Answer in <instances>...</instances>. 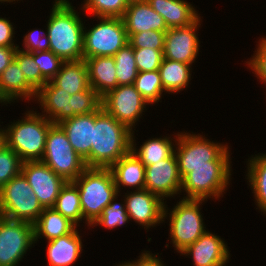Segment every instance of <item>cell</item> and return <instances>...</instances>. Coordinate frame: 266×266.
Masks as SVG:
<instances>
[{
    "mask_svg": "<svg viewBox=\"0 0 266 266\" xmlns=\"http://www.w3.org/2000/svg\"><path fill=\"white\" fill-rule=\"evenodd\" d=\"M79 191L84 223L89 229L118 194L109 168H86L74 181Z\"/></svg>",
    "mask_w": 266,
    "mask_h": 266,
    "instance_id": "obj_6",
    "label": "cell"
},
{
    "mask_svg": "<svg viewBox=\"0 0 266 266\" xmlns=\"http://www.w3.org/2000/svg\"><path fill=\"white\" fill-rule=\"evenodd\" d=\"M44 208L25 176L20 173L0 188V214L34 224Z\"/></svg>",
    "mask_w": 266,
    "mask_h": 266,
    "instance_id": "obj_7",
    "label": "cell"
},
{
    "mask_svg": "<svg viewBox=\"0 0 266 266\" xmlns=\"http://www.w3.org/2000/svg\"><path fill=\"white\" fill-rule=\"evenodd\" d=\"M22 47L18 46L19 50L24 52H38V51H48L49 50V38L47 35V28L45 30L34 28L23 35Z\"/></svg>",
    "mask_w": 266,
    "mask_h": 266,
    "instance_id": "obj_43",
    "label": "cell"
},
{
    "mask_svg": "<svg viewBox=\"0 0 266 266\" xmlns=\"http://www.w3.org/2000/svg\"><path fill=\"white\" fill-rule=\"evenodd\" d=\"M147 2L164 18L168 29L190 25L200 17L195 5L187 0H147Z\"/></svg>",
    "mask_w": 266,
    "mask_h": 266,
    "instance_id": "obj_24",
    "label": "cell"
},
{
    "mask_svg": "<svg viewBox=\"0 0 266 266\" xmlns=\"http://www.w3.org/2000/svg\"><path fill=\"white\" fill-rule=\"evenodd\" d=\"M247 160L245 179L252 190L256 209L266 216V153L251 155Z\"/></svg>",
    "mask_w": 266,
    "mask_h": 266,
    "instance_id": "obj_29",
    "label": "cell"
},
{
    "mask_svg": "<svg viewBox=\"0 0 266 266\" xmlns=\"http://www.w3.org/2000/svg\"><path fill=\"white\" fill-rule=\"evenodd\" d=\"M135 131H132L131 134V148L130 150L138 157V159L144 164V166H148L154 163H157L160 160L169 158L173 153L176 145V141L178 139V134L174 133L172 135L161 137H151L146 139L143 144H140V147L137 146L139 144L136 143ZM170 136V137H169ZM174 139V140H173ZM175 143V144H174Z\"/></svg>",
    "mask_w": 266,
    "mask_h": 266,
    "instance_id": "obj_25",
    "label": "cell"
},
{
    "mask_svg": "<svg viewBox=\"0 0 266 266\" xmlns=\"http://www.w3.org/2000/svg\"><path fill=\"white\" fill-rule=\"evenodd\" d=\"M37 91L26 81L18 63L13 60L0 75V103L5 107L20 101H35ZM12 103V104H11Z\"/></svg>",
    "mask_w": 266,
    "mask_h": 266,
    "instance_id": "obj_20",
    "label": "cell"
},
{
    "mask_svg": "<svg viewBox=\"0 0 266 266\" xmlns=\"http://www.w3.org/2000/svg\"><path fill=\"white\" fill-rule=\"evenodd\" d=\"M199 17L194 23L178 28H169L165 32L163 58L190 64L193 66L199 57L200 39L198 30L202 25ZM197 58V59H196Z\"/></svg>",
    "mask_w": 266,
    "mask_h": 266,
    "instance_id": "obj_13",
    "label": "cell"
},
{
    "mask_svg": "<svg viewBox=\"0 0 266 266\" xmlns=\"http://www.w3.org/2000/svg\"><path fill=\"white\" fill-rule=\"evenodd\" d=\"M159 253H152V251L144 249L137 259L129 262L132 266H166Z\"/></svg>",
    "mask_w": 266,
    "mask_h": 266,
    "instance_id": "obj_45",
    "label": "cell"
},
{
    "mask_svg": "<svg viewBox=\"0 0 266 266\" xmlns=\"http://www.w3.org/2000/svg\"><path fill=\"white\" fill-rule=\"evenodd\" d=\"M192 65L163 58L158 71L165 94H177L186 90L192 80Z\"/></svg>",
    "mask_w": 266,
    "mask_h": 266,
    "instance_id": "obj_30",
    "label": "cell"
},
{
    "mask_svg": "<svg viewBox=\"0 0 266 266\" xmlns=\"http://www.w3.org/2000/svg\"><path fill=\"white\" fill-rule=\"evenodd\" d=\"M34 246V224L0 216V266H19Z\"/></svg>",
    "mask_w": 266,
    "mask_h": 266,
    "instance_id": "obj_11",
    "label": "cell"
},
{
    "mask_svg": "<svg viewBox=\"0 0 266 266\" xmlns=\"http://www.w3.org/2000/svg\"><path fill=\"white\" fill-rule=\"evenodd\" d=\"M14 60L21 68L26 81L37 92L47 83V81L41 76L40 69L30 53L17 49Z\"/></svg>",
    "mask_w": 266,
    "mask_h": 266,
    "instance_id": "obj_36",
    "label": "cell"
},
{
    "mask_svg": "<svg viewBox=\"0 0 266 266\" xmlns=\"http://www.w3.org/2000/svg\"><path fill=\"white\" fill-rule=\"evenodd\" d=\"M51 81L71 96L91 87L88 69L84 59L64 61L60 70Z\"/></svg>",
    "mask_w": 266,
    "mask_h": 266,
    "instance_id": "obj_27",
    "label": "cell"
},
{
    "mask_svg": "<svg viewBox=\"0 0 266 266\" xmlns=\"http://www.w3.org/2000/svg\"><path fill=\"white\" fill-rule=\"evenodd\" d=\"M128 3L130 2H136V1H141V0H126Z\"/></svg>",
    "mask_w": 266,
    "mask_h": 266,
    "instance_id": "obj_51",
    "label": "cell"
},
{
    "mask_svg": "<svg viewBox=\"0 0 266 266\" xmlns=\"http://www.w3.org/2000/svg\"><path fill=\"white\" fill-rule=\"evenodd\" d=\"M18 46L0 47V75L14 60Z\"/></svg>",
    "mask_w": 266,
    "mask_h": 266,
    "instance_id": "obj_46",
    "label": "cell"
},
{
    "mask_svg": "<svg viewBox=\"0 0 266 266\" xmlns=\"http://www.w3.org/2000/svg\"><path fill=\"white\" fill-rule=\"evenodd\" d=\"M101 107V97L92 88L72 95L73 117L96 112Z\"/></svg>",
    "mask_w": 266,
    "mask_h": 266,
    "instance_id": "obj_38",
    "label": "cell"
},
{
    "mask_svg": "<svg viewBox=\"0 0 266 266\" xmlns=\"http://www.w3.org/2000/svg\"><path fill=\"white\" fill-rule=\"evenodd\" d=\"M52 3L46 22L49 50L63 61L82 60L85 20L81 14L84 12H78L72 2Z\"/></svg>",
    "mask_w": 266,
    "mask_h": 266,
    "instance_id": "obj_1",
    "label": "cell"
},
{
    "mask_svg": "<svg viewBox=\"0 0 266 266\" xmlns=\"http://www.w3.org/2000/svg\"><path fill=\"white\" fill-rule=\"evenodd\" d=\"M53 208L77 227L84 223L79 191L73 181H67L62 187Z\"/></svg>",
    "mask_w": 266,
    "mask_h": 266,
    "instance_id": "obj_31",
    "label": "cell"
},
{
    "mask_svg": "<svg viewBox=\"0 0 266 266\" xmlns=\"http://www.w3.org/2000/svg\"><path fill=\"white\" fill-rule=\"evenodd\" d=\"M126 192L123 196L130 222H135L146 232L163 224L165 202L159 196L146 189Z\"/></svg>",
    "mask_w": 266,
    "mask_h": 266,
    "instance_id": "obj_14",
    "label": "cell"
},
{
    "mask_svg": "<svg viewBox=\"0 0 266 266\" xmlns=\"http://www.w3.org/2000/svg\"><path fill=\"white\" fill-rule=\"evenodd\" d=\"M37 112L34 108L27 109L22 119L10 121L2 127L4 144L14 150L22 162L42 160L46 136L53 125L52 121Z\"/></svg>",
    "mask_w": 266,
    "mask_h": 266,
    "instance_id": "obj_4",
    "label": "cell"
},
{
    "mask_svg": "<svg viewBox=\"0 0 266 266\" xmlns=\"http://www.w3.org/2000/svg\"><path fill=\"white\" fill-rule=\"evenodd\" d=\"M122 20L127 34L150 30L166 32L168 30L164 18L151 7L147 0L130 2Z\"/></svg>",
    "mask_w": 266,
    "mask_h": 266,
    "instance_id": "obj_21",
    "label": "cell"
},
{
    "mask_svg": "<svg viewBox=\"0 0 266 266\" xmlns=\"http://www.w3.org/2000/svg\"><path fill=\"white\" fill-rule=\"evenodd\" d=\"M35 63L38 65L41 76L47 81H51L60 70L64 62L60 57L55 55L51 50L38 51L30 53Z\"/></svg>",
    "mask_w": 266,
    "mask_h": 266,
    "instance_id": "obj_39",
    "label": "cell"
},
{
    "mask_svg": "<svg viewBox=\"0 0 266 266\" xmlns=\"http://www.w3.org/2000/svg\"><path fill=\"white\" fill-rule=\"evenodd\" d=\"M122 193H118L109 205L103 209L101 216L91 225V227L101 226L105 229L115 230L119 226H124L130 223V219L125 207V199ZM123 197L122 202H116L120 199L118 197Z\"/></svg>",
    "mask_w": 266,
    "mask_h": 266,
    "instance_id": "obj_35",
    "label": "cell"
},
{
    "mask_svg": "<svg viewBox=\"0 0 266 266\" xmlns=\"http://www.w3.org/2000/svg\"><path fill=\"white\" fill-rule=\"evenodd\" d=\"M21 173L28 180L43 208H53L62 187L67 182L42 161L22 163Z\"/></svg>",
    "mask_w": 266,
    "mask_h": 266,
    "instance_id": "obj_16",
    "label": "cell"
},
{
    "mask_svg": "<svg viewBox=\"0 0 266 266\" xmlns=\"http://www.w3.org/2000/svg\"><path fill=\"white\" fill-rule=\"evenodd\" d=\"M97 19V20H96ZM97 24H84L83 59L114 56L128 43V35L122 18L99 17Z\"/></svg>",
    "mask_w": 266,
    "mask_h": 266,
    "instance_id": "obj_9",
    "label": "cell"
},
{
    "mask_svg": "<svg viewBox=\"0 0 266 266\" xmlns=\"http://www.w3.org/2000/svg\"><path fill=\"white\" fill-rule=\"evenodd\" d=\"M115 60L116 78L119 85H132L138 74L134 56V48L127 43L113 56Z\"/></svg>",
    "mask_w": 266,
    "mask_h": 266,
    "instance_id": "obj_34",
    "label": "cell"
},
{
    "mask_svg": "<svg viewBox=\"0 0 266 266\" xmlns=\"http://www.w3.org/2000/svg\"><path fill=\"white\" fill-rule=\"evenodd\" d=\"M207 200L182 199L177 200V203L168 208L167 201L164 205L163 222H169V240L174 251L181 253L192 243L197 241L207 230L206 224L203 221V213L201 212L202 205Z\"/></svg>",
    "mask_w": 266,
    "mask_h": 266,
    "instance_id": "obj_5",
    "label": "cell"
},
{
    "mask_svg": "<svg viewBox=\"0 0 266 266\" xmlns=\"http://www.w3.org/2000/svg\"><path fill=\"white\" fill-rule=\"evenodd\" d=\"M128 4L126 0H84L77 9L84 12V18L86 15L94 18H122Z\"/></svg>",
    "mask_w": 266,
    "mask_h": 266,
    "instance_id": "obj_33",
    "label": "cell"
},
{
    "mask_svg": "<svg viewBox=\"0 0 266 266\" xmlns=\"http://www.w3.org/2000/svg\"><path fill=\"white\" fill-rule=\"evenodd\" d=\"M229 147L230 145L211 161V166L189 168V173L182 179L180 191V195H184L182 199L207 201L212 199L216 202L227 193L233 172Z\"/></svg>",
    "mask_w": 266,
    "mask_h": 266,
    "instance_id": "obj_3",
    "label": "cell"
},
{
    "mask_svg": "<svg viewBox=\"0 0 266 266\" xmlns=\"http://www.w3.org/2000/svg\"><path fill=\"white\" fill-rule=\"evenodd\" d=\"M7 17L0 16V47L19 46L16 44L14 24ZM15 42V43H14Z\"/></svg>",
    "mask_w": 266,
    "mask_h": 266,
    "instance_id": "obj_44",
    "label": "cell"
},
{
    "mask_svg": "<svg viewBox=\"0 0 266 266\" xmlns=\"http://www.w3.org/2000/svg\"><path fill=\"white\" fill-rule=\"evenodd\" d=\"M114 266H132V264L129 262V260H127V261H121L117 265L115 264Z\"/></svg>",
    "mask_w": 266,
    "mask_h": 266,
    "instance_id": "obj_48",
    "label": "cell"
},
{
    "mask_svg": "<svg viewBox=\"0 0 266 266\" xmlns=\"http://www.w3.org/2000/svg\"><path fill=\"white\" fill-rule=\"evenodd\" d=\"M149 105L133 84L119 85L101 98L102 108L132 131Z\"/></svg>",
    "mask_w": 266,
    "mask_h": 266,
    "instance_id": "obj_12",
    "label": "cell"
},
{
    "mask_svg": "<svg viewBox=\"0 0 266 266\" xmlns=\"http://www.w3.org/2000/svg\"><path fill=\"white\" fill-rule=\"evenodd\" d=\"M164 50L152 48H134L138 72L155 71L161 66Z\"/></svg>",
    "mask_w": 266,
    "mask_h": 266,
    "instance_id": "obj_42",
    "label": "cell"
},
{
    "mask_svg": "<svg viewBox=\"0 0 266 266\" xmlns=\"http://www.w3.org/2000/svg\"><path fill=\"white\" fill-rule=\"evenodd\" d=\"M118 193L126 188L131 191L145 188V166L130 150L110 168Z\"/></svg>",
    "mask_w": 266,
    "mask_h": 266,
    "instance_id": "obj_23",
    "label": "cell"
},
{
    "mask_svg": "<svg viewBox=\"0 0 266 266\" xmlns=\"http://www.w3.org/2000/svg\"><path fill=\"white\" fill-rule=\"evenodd\" d=\"M128 43L133 48H152L164 50L165 32L163 31H143L135 34H127Z\"/></svg>",
    "mask_w": 266,
    "mask_h": 266,
    "instance_id": "obj_40",
    "label": "cell"
},
{
    "mask_svg": "<svg viewBox=\"0 0 266 266\" xmlns=\"http://www.w3.org/2000/svg\"><path fill=\"white\" fill-rule=\"evenodd\" d=\"M182 179L178 171L175 153L169 158L145 167V188L159 196L164 202L180 195ZM169 198V199H168Z\"/></svg>",
    "mask_w": 266,
    "mask_h": 266,
    "instance_id": "obj_15",
    "label": "cell"
},
{
    "mask_svg": "<svg viewBox=\"0 0 266 266\" xmlns=\"http://www.w3.org/2000/svg\"><path fill=\"white\" fill-rule=\"evenodd\" d=\"M221 236L206 230L203 235L184 251L180 256H187L193 262V266H228L230 252Z\"/></svg>",
    "mask_w": 266,
    "mask_h": 266,
    "instance_id": "obj_17",
    "label": "cell"
},
{
    "mask_svg": "<svg viewBox=\"0 0 266 266\" xmlns=\"http://www.w3.org/2000/svg\"><path fill=\"white\" fill-rule=\"evenodd\" d=\"M4 145V131L2 126L0 125V147Z\"/></svg>",
    "mask_w": 266,
    "mask_h": 266,
    "instance_id": "obj_47",
    "label": "cell"
},
{
    "mask_svg": "<svg viewBox=\"0 0 266 266\" xmlns=\"http://www.w3.org/2000/svg\"><path fill=\"white\" fill-rule=\"evenodd\" d=\"M19 1H22L23 2V0H0V2H1L0 4H2V3L5 4V2H6V4L7 3L10 4L12 2H13V4H15L16 2L18 3Z\"/></svg>",
    "mask_w": 266,
    "mask_h": 266,
    "instance_id": "obj_49",
    "label": "cell"
},
{
    "mask_svg": "<svg viewBox=\"0 0 266 266\" xmlns=\"http://www.w3.org/2000/svg\"><path fill=\"white\" fill-rule=\"evenodd\" d=\"M77 226L54 208H44L34 223L35 244L38 239L50 241L71 233Z\"/></svg>",
    "mask_w": 266,
    "mask_h": 266,
    "instance_id": "obj_28",
    "label": "cell"
},
{
    "mask_svg": "<svg viewBox=\"0 0 266 266\" xmlns=\"http://www.w3.org/2000/svg\"><path fill=\"white\" fill-rule=\"evenodd\" d=\"M95 112L76 115L58 125L64 130L75 152L80 155L86 167L90 168V150L93 142Z\"/></svg>",
    "mask_w": 266,
    "mask_h": 266,
    "instance_id": "obj_19",
    "label": "cell"
},
{
    "mask_svg": "<svg viewBox=\"0 0 266 266\" xmlns=\"http://www.w3.org/2000/svg\"><path fill=\"white\" fill-rule=\"evenodd\" d=\"M22 163L14 150L5 144L0 147V188L21 173Z\"/></svg>",
    "mask_w": 266,
    "mask_h": 266,
    "instance_id": "obj_37",
    "label": "cell"
},
{
    "mask_svg": "<svg viewBox=\"0 0 266 266\" xmlns=\"http://www.w3.org/2000/svg\"><path fill=\"white\" fill-rule=\"evenodd\" d=\"M256 45L254 54L245 61L247 69L252 71L257 81L266 86V36H261ZM266 92V91H265ZM266 95V94H265Z\"/></svg>",
    "mask_w": 266,
    "mask_h": 266,
    "instance_id": "obj_41",
    "label": "cell"
},
{
    "mask_svg": "<svg viewBox=\"0 0 266 266\" xmlns=\"http://www.w3.org/2000/svg\"><path fill=\"white\" fill-rule=\"evenodd\" d=\"M84 60L88 69L90 86L101 98L118 86L114 57L100 56Z\"/></svg>",
    "mask_w": 266,
    "mask_h": 266,
    "instance_id": "obj_26",
    "label": "cell"
},
{
    "mask_svg": "<svg viewBox=\"0 0 266 266\" xmlns=\"http://www.w3.org/2000/svg\"><path fill=\"white\" fill-rule=\"evenodd\" d=\"M35 101L39 112L53 124H59L73 117L72 96L58 88L52 81L47 82L38 92Z\"/></svg>",
    "mask_w": 266,
    "mask_h": 266,
    "instance_id": "obj_18",
    "label": "cell"
},
{
    "mask_svg": "<svg viewBox=\"0 0 266 266\" xmlns=\"http://www.w3.org/2000/svg\"><path fill=\"white\" fill-rule=\"evenodd\" d=\"M76 227L71 233L47 241L48 266H74L83 252L82 234Z\"/></svg>",
    "mask_w": 266,
    "mask_h": 266,
    "instance_id": "obj_22",
    "label": "cell"
},
{
    "mask_svg": "<svg viewBox=\"0 0 266 266\" xmlns=\"http://www.w3.org/2000/svg\"><path fill=\"white\" fill-rule=\"evenodd\" d=\"M130 130L109 115L102 106L95 112L90 168H110L131 148Z\"/></svg>",
    "mask_w": 266,
    "mask_h": 266,
    "instance_id": "obj_2",
    "label": "cell"
},
{
    "mask_svg": "<svg viewBox=\"0 0 266 266\" xmlns=\"http://www.w3.org/2000/svg\"><path fill=\"white\" fill-rule=\"evenodd\" d=\"M55 3H68L70 2L69 0H54Z\"/></svg>",
    "mask_w": 266,
    "mask_h": 266,
    "instance_id": "obj_50",
    "label": "cell"
},
{
    "mask_svg": "<svg viewBox=\"0 0 266 266\" xmlns=\"http://www.w3.org/2000/svg\"><path fill=\"white\" fill-rule=\"evenodd\" d=\"M191 133L184 130L179 132L174 149L181 179L189 173L191 167L211 166V161L228 147V143L215 142L203 134Z\"/></svg>",
    "mask_w": 266,
    "mask_h": 266,
    "instance_id": "obj_10",
    "label": "cell"
},
{
    "mask_svg": "<svg viewBox=\"0 0 266 266\" xmlns=\"http://www.w3.org/2000/svg\"><path fill=\"white\" fill-rule=\"evenodd\" d=\"M133 85L150 106L157 105L158 102L161 103L160 100L165 95L158 70L138 72Z\"/></svg>",
    "mask_w": 266,
    "mask_h": 266,
    "instance_id": "obj_32",
    "label": "cell"
},
{
    "mask_svg": "<svg viewBox=\"0 0 266 266\" xmlns=\"http://www.w3.org/2000/svg\"><path fill=\"white\" fill-rule=\"evenodd\" d=\"M41 161L66 181H74L87 168L58 124L48 130Z\"/></svg>",
    "mask_w": 266,
    "mask_h": 266,
    "instance_id": "obj_8",
    "label": "cell"
}]
</instances>
